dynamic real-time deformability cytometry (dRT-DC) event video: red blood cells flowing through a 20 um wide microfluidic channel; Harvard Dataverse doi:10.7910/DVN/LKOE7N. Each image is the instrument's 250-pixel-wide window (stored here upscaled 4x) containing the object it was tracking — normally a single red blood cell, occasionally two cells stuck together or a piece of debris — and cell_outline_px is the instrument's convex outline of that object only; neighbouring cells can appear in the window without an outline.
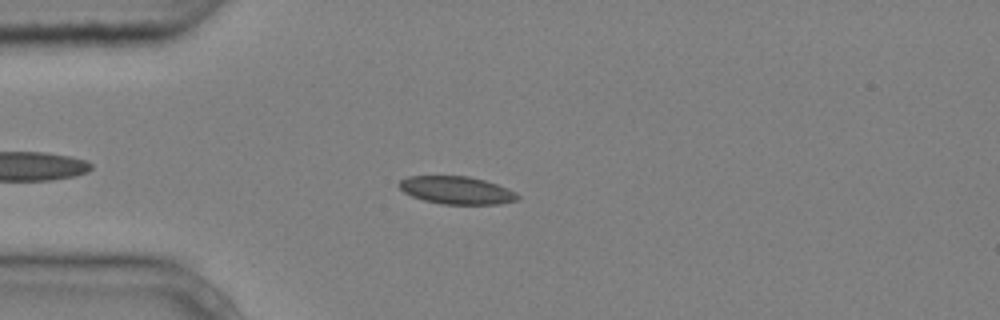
{"species": "common noctule bat (a hibernating species)", "species_latin": "Nyctalus noctula", "temperature_condition": "cold", "stored_images_in_passage": 7, "camera_frame_rate_fps": 3000, "um_per_image_px": 0.085, "animal": {"sex": "male", "body_mass_g": 20.4}, "frame": {"image": 1, "passage_image": 4, "time_ms": 1.0, "image_size_px": [1000, 320], "cell_outline_px": [[520, 196], [516, 200], [500, 204], [440, 204], [424, 200], [412, 196], [404, 192], [396, 184], [400, 180], [408, 176], [468, 176], [484, 180], [508, 188], [516, 192]], "centroid_in_image_um": [38.8, 16.17], "position_along_channel_um": 46.2, "area_um2": 19.19}}
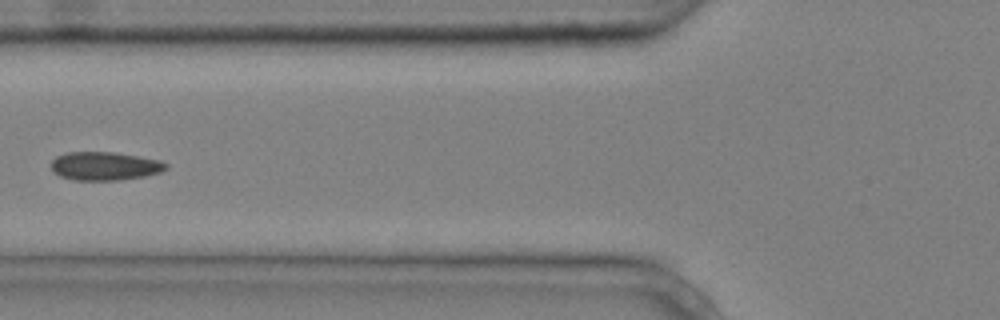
{"frame": {"image": 2, "passage_image": 6, "time_ms": 1.667, "image_size_px": [1000, 320], "cell_outline_px": [[168, 168], [160, 172], [144, 176], [120, 180], [72, 180], [60, 176], [52, 172], [52, 160], [56, 156], [64, 152], [116, 152], [160, 160], [168, 164]], "centroid_in_image_um": [8.89, 14.11], "position_along_channel_um": 116.9, "area_um2": 19.19}}